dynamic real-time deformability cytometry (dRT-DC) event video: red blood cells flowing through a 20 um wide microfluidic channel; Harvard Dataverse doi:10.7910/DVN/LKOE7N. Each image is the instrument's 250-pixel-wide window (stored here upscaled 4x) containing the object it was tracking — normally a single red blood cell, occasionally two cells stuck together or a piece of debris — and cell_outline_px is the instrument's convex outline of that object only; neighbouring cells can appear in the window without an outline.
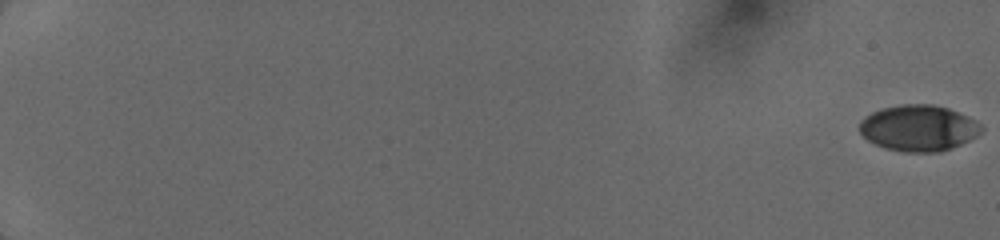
{"species": "human", "species_latin": "Homo sapiens", "temperature_condition": "cold", "stored_images_in_passage": 43, "camera_frame_rate_fps": 3000, "um_per_image_px": 0.085, "donor": {"sex": "female"}, "frame": {"image": 1, "passage_image": 1, "time_ms": 0.0, "image_size_px": [1000, 240], "cell_outline_px": [[984, 128], [976, 136], [952, 148], [940, 152], [904, 152], [884, 148], [868, 140], [860, 132], [860, 120], [864, 116], [880, 108], [900, 104], [932, 104], [948, 108], [976, 120]], "centroid_in_image_um": [78.06, 10.88], "position_along_channel_um": 6.9, "area_um2": 32.77}}
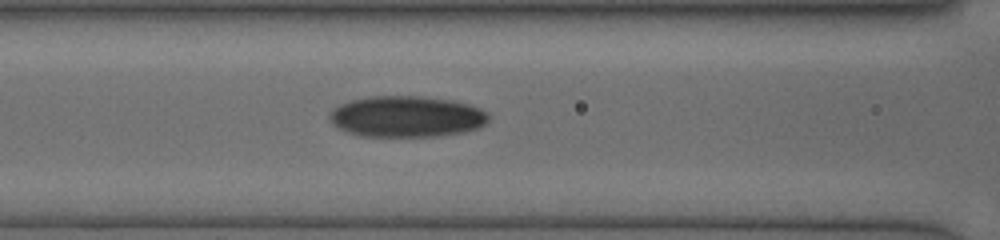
{"frame": {"image": 2, "passage_image": 34, "time_ms": 8.667, "image_size_px": [1000, 240], "cell_outline_px": [[488, 120], [480, 128], [464, 132], [436, 136], [360, 136], [336, 128], [332, 124], [328, 116], [340, 104], [352, 100], [368, 96], [420, 96], [456, 100], [480, 108], [488, 112]], "centroid_in_image_um": [34.58, 9.9], "position_along_channel_um": 132.0, "area_um2": 38.32}}
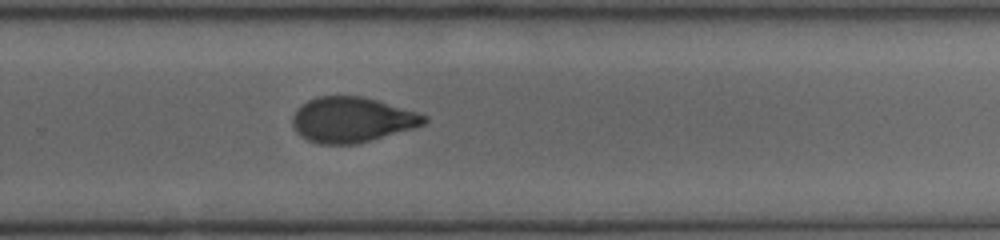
{"frame": {"image": 3, "passage_image": 43, "time_ms": 12.667, "image_size_px": [1000, 240], "cell_outline_px": [[428, 120], [424, 124], [412, 128], [356, 144], [320, 144], [308, 140], [300, 136], [296, 132], [292, 124], [292, 116], [308, 100], [316, 96], [360, 96], [376, 100], [416, 112], [428, 116]], "centroid_in_image_um": [29.89, 10.18], "position_along_channel_um": 299.9, "area_um2": 34.28}}